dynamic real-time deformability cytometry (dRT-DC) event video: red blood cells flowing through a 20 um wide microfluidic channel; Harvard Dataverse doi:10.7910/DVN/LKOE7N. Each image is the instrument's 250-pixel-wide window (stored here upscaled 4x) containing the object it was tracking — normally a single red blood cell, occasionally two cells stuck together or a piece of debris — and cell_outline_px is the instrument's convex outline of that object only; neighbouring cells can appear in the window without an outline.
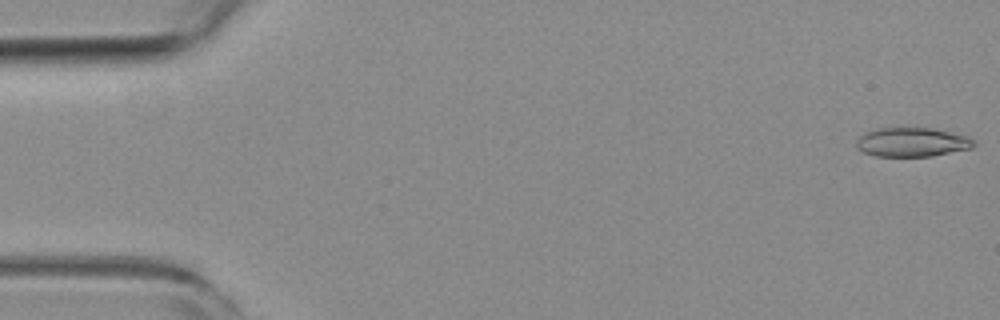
{"species": "common noctule bat (a hibernating species)", "species_latin": "Nyctalus noctula", "temperature_condition": "room temperature", "stored_images_in_passage": 54, "camera_frame_rate_fps": 3000, "um_per_image_px": 0.085, "animal": {"sex": "female", "body_mass_g": 19.3, "forearm_length_mm": 54.1}, "frame": {"image": 1, "passage_image": 1, "time_ms": 0.0, "image_size_px": [1000, 320], "cell_outline_px": [[976, 144], [972, 148], [932, 156], [876, 156], [864, 152], [856, 148], [856, 140], [860, 136], [876, 128], [932, 128], [968, 136]], "centroid_in_image_um": [77.52, 12.08], "position_along_channel_um": 7.5, "area_um2": 19.83}}
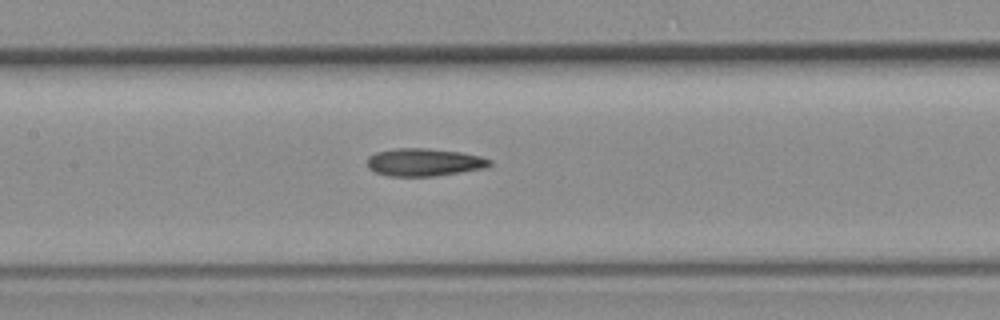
{"frame": {"image": 2, "passage_image": 25, "time_ms": 8.0, "image_size_px": [1000, 320], "cell_outline_px": [[492, 164], [488, 168], [432, 176], [388, 176], [376, 172], [368, 168], [368, 156], [376, 152], [396, 148], [428, 148], [460, 152], [480, 156], [492, 160]], "centroid_in_image_um": [36.07, 13.79], "position_along_channel_um": 171.3, "area_um2": 19.83}}
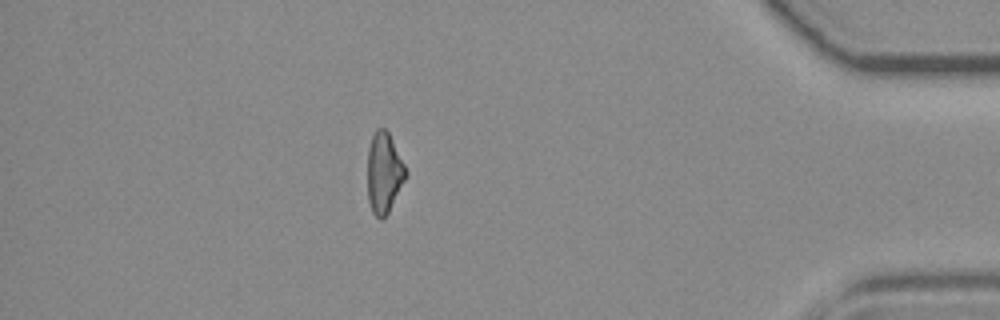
{"frame": {"image": 3, "passage_image": 47, "time_ms": 15.333, "image_size_px": [1000, 320], "cell_outline_px": [[408, 176], [384, 220], [380, 220], [372, 212], [368, 200], [368, 148], [372, 136], [376, 128], [384, 128], [388, 132], [408, 172]], "centroid_in_image_um": [32.65, 14.73], "position_along_channel_um": 402.6, "area_um2": 18.09}, "authors_computed_cell_mechanics": {"area_um2": 19.5653, "velocity_mm_per_s": 3.805, "shape_relaxation_time_tau1_ms": null, "shape_relaxation_time_tau2_ms": 5.6443, "deformation_change_tau1": null, "deformation_change_tau2": 0.1708}}